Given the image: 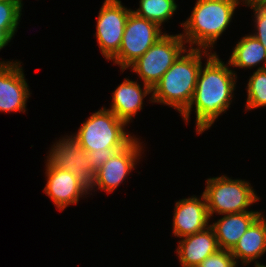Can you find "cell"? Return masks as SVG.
I'll return each instance as SVG.
<instances>
[{
	"mask_svg": "<svg viewBox=\"0 0 266 267\" xmlns=\"http://www.w3.org/2000/svg\"><path fill=\"white\" fill-rule=\"evenodd\" d=\"M241 3L244 0H196L190 16L180 24L187 47L212 51Z\"/></svg>",
	"mask_w": 266,
	"mask_h": 267,
	"instance_id": "3",
	"label": "cell"
},
{
	"mask_svg": "<svg viewBox=\"0 0 266 267\" xmlns=\"http://www.w3.org/2000/svg\"><path fill=\"white\" fill-rule=\"evenodd\" d=\"M219 250L217 238L211 226L185 236L178 241L176 255L180 267H197L207 257Z\"/></svg>",
	"mask_w": 266,
	"mask_h": 267,
	"instance_id": "15",
	"label": "cell"
},
{
	"mask_svg": "<svg viewBox=\"0 0 266 267\" xmlns=\"http://www.w3.org/2000/svg\"><path fill=\"white\" fill-rule=\"evenodd\" d=\"M197 267H239L228 250L219 249L216 253L207 257Z\"/></svg>",
	"mask_w": 266,
	"mask_h": 267,
	"instance_id": "23",
	"label": "cell"
},
{
	"mask_svg": "<svg viewBox=\"0 0 266 267\" xmlns=\"http://www.w3.org/2000/svg\"><path fill=\"white\" fill-rule=\"evenodd\" d=\"M236 264H258L259 259L266 253V216L262 213L241 236L230 251ZM240 260V261H239Z\"/></svg>",
	"mask_w": 266,
	"mask_h": 267,
	"instance_id": "16",
	"label": "cell"
},
{
	"mask_svg": "<svg viewBox=\"0 0 266 267\" xmlns=\"http://www.w3.org/2000/svg\"><path fill=\"white\" fill-rule=\"evenodd\" d=\"M131 10V8L125 7L121 0H104L100 8L94 36L102 56L107 61H110L119 52Z\"/></svg>",
	"mask_w": 266,
	"mask_h": 267,
	"instance_id": "9",
	"label": "cell"
},
{
	"mask_svg": "<svg viewBox=\"0 0 266 267\" xmlns=\"http://www.w3.org/2000/svg\"><path fill=\"white\" fill-rule=\"evenodd\" d=\"M23 4L22 0L0 2V29L4 30L12 39L18 32Z\"/></svg>",
	"mask_w": 266,
	"mask_h": 267,
	"instance_id": "21",
	"label": "cell"
},
{
	"mask_svg": "<svg viewBox=\"0 0 266 267\" xmlns=\"http://www.w3.org/2000/svg\"><path fill=\"white\" fill-rule=\"evenodd\" d=\"M232 50L228 60L231 68L250 70L257 66L256 70L266 68V49L250 33L242 36Z\"/></svg>",
	"mask_w": 266,
	"mask_h": 267,
	"instance_id": "18",
	"label": "cell"
},
{
	"mask_svg": "<svg viewBox=\"0 0 266 267\" xmlns=\"http://www.w3.org/2000/svg\"><path fill=\"white\" fill-rule=\"evenodd\" d=\"M172 234L181 239L210 226L206 198L203 193L182 198L175 203L172 219Z\"/></svg>",
	"mask_w": 266,
	"mask_h": 267,
	"instance_id": "13",
	"label": "cell"
},
{
	"mask_svg": "<svg viewBox=\"0 0 266 267\" xmlns=\"http://www.w3.org/2000/svg\"><path fill=\"white\" fill-rule=\"evenodd\" d=\"M59 138L52 142L45 161L53 168L73 173L78 182L92 195L96 172L88 162V152L81 147L80 140L73 133Z\"/></svg>",
	"mask_w": 266,
	"mask_h": 267,
	"instance_id": "8",
	"label": "cell"
},
{
	"mask_svg": "<svg viewBox=\"0 0 266 267\" xmlns=\"http://www.w3.org/2000/svg\"><path fill=\"white\" fill-rule=\"evenodd\" d=\"M138 81V79L135 81L129 79V76L124 78V81L112 92V102L110 108L107 107L128 125L134 121L133 118L143 109L144 99L147 96H150L149 103H153L152 88L144 83L139 84Z\"/></svg>",
	"mask_w": 266,
	"mask_h": 267,
	"instance_id": "14",
	"label": "cell"
},
{
	"mask_svg": "<svg viewBox=\"0 0 266 267\" xmlns=\"http://www.w3.org/2000/svg\"><path fill=\"white\" fill-rule=\"evenodd\" d=\"M46 185L43 192L50 198L58 211L63 212L69 205H76L80 198L90 193L78 182L76 176L66 170L51 167L45 161Z\"/></svg>",
	"mask_w": 266,
	"mask_h": 267,
	"instance_id": "12",
	"label": "cell"
},
{
	"mask_svg": "<svg viewBox=\"0 0 266 267\" xmlns=\"http://www.w3.org/2000/svg\"><path fill=\"white\" fill-rule=\"evenodd\" d=\"M126 127H129L126 122L103 106L81 123L75 136L88 153L109 147H126L136 138L125 130Z\"/></svg>",
	"mask_w": 266,
	"mask_h": 267,
	"instance_id": "5",
	"label": "cell"
},
{
	"mask_svg": "<svg viewBox=\"0 0 266 267\" xmlns=\"http://www.w3.org/2000/svg\"><path fill=\"white\" fill-rule=\"evenodd\" d=\"M205 60L207 62L200 69L192 100L181 114L188 124L191 111L195 110L197 135L212 128L218 117L231 107L238 80L237 71L232 70L228 62L225 64L216 52Z\"/></svg>",
	"mask_w": 266,
	"mask_h": 267,
	"instance_id": "1",
	"label": "cell"
},
{
	"mask_svg": "<svg viewBox=\"0 0 266 267\" xmlns=\"http://www.w3.org/2000/svg\"><path fill=\"white\" fill-rule=\"evenodd\" d=\"M140 138H135L129 145L119 150L96 171L94 189L110 194L116 190L128 175L134 171L144 153V144Z\"/></svg>",
	"mask_w": 266,
	"mask_h": 267,
	"instance_id": "10",
	"label": "cell"
},
{
	"mask_svg": "<svg viewBox=\"0 0 266 267\" xmlns=\"http://www.w3.org/2000/svg\"><path fill=\"white\" fill-rule=\"evenodd\" d=\"M214 52L187 48L152 88V102L168 105L180 115L188 108L202 67V59Z\"/></svg>",
	"mask_w": 266,
	"mask_h": 267,
	"instance_id": "2",
	"label": "cell"
},
{
	"mask_svg": "<svg viewBox=\"0 0 266 267\" xmlns=\"http://www.w3.org/2000/svg\"><path fill=\"white\" fill-rule=\"evenodd\" d=\"M178 4L176 0H140L139 8L131 10L135 15L150 20L162 28L164 23H168L175 12Z\"/></svg>",
	"mask_w": 266,
	"mask_h": 267,
	"instance_id": "19",
	"label": "cell"
},
{
	"mask_svg": "<svg viewBox=\"0 0 266 267\" xmlns=\"http://www.w3.org/2000/svg\"><path fill=\"white\" fill-rule=\"evenodd\" d=\"M262 211L225 214L210 226L213 228L219 249L231 251Z\"/></svg>",
	"mask_w": 266,
	"mask_h": 267,
	"instance_id": "17",
	"label": "cell"
},
{
	"mask_svg": "<svg viewBox=\"0 0 266 267\" xmlns=\"http://www.w3.org/2000/svg\"><path fill=\"white\" fill-rule=\"evenodd\" d=\"M125 147H109L106 149H98L88 153V162L91 168L96 172L101 166L111 157H113L119 150Z\"/></svg>",
	"mask_w": 266,
	"mask_h": 267,
	"instance_id": "24",
	"label": "cell"
},
{
	"mask_svg": "<svg viewBox=\"0 0 266 267\" xmlns=\"http://www.w3.org/2000/svg\"><path fill=\"white\" fill-rule=\"evenodd\" d=\"M205 182L202 193L210 219L213 215L257 211L249 210L250 206L261 200L249 181L220 175L207 178Z\"/></svg>",
	"mask_w": 266,
	"mask_h": 267,
	"instance_id": "4",
	"label": "cell"
},
{
	"mask_svg": "<svg viewBox=\"0 0 266 267\" xmlns=\"http://www.w3.org/2000/svg\"><path fill=\"white\" fill-rule=\"evenodd\" d=\"M246 85V111L266 107V68L255 70Z\"/></svg>",
	"mask_w": 266,
	"mask_h": 267,
	"instance_id": "20",
	"label": "cell"
},
{
	"mask_svg": "<svg viewBox=\"0 0 266 267\" xmlns=\"http://www.w3.org/2000/svg\"><path fill=\"white\" fill-rule=\"evenodd\" d=\"M186 49L181 33L166 32L128 68L139 76L142 83L153 88Z\"/></svg>",
	"mask_w": 266,
	"mask_h": 267,
	"instance_id": "6",
	"label": "cell"
},
{
	"mask_svg": "<svg viewBox=\"0 0 266 267\" xmlns=\"http://www.w3.org/2000/svg\"><path fill=\"white\" fill-rule=\"evenodd\" d=\"M13 40L4 30L0 29V51Z\"/></svg>",
	"mask_w": 266,
	"mask_h": 267,
	"instance_id": "25",
	"label": "cell"
},
{
	"mask_svg": "<svg viewBox=\"0 0 266 267\" xmlns=\"http://www.w3.org/2000/svg\"><path fill=\"white\" fill-rule=\"evenodd\" d=\"M245 5L253 10L252 19L254 22V31L251 33L266 49V0H244Z\"/></svg>",
	"mask_w": 266,
	"mask_h": 267,
	"instance_id": "22",
	"label": "cell"
},
{
	"mask_svg": "<svg viewBox=\"0 0 266 267\" xmlns=\"http://www.w3.org/2000/svg\"><path fill=\"white\" fill-rule=\"evenodd\" d=\"M21 63L18 60H0V112L2 113L27 111L26 106L31 92Z\"/></svg>",
	"mask_w": 266,
	"mask_h": 267,
	"instance_id": "11",
	"label": "cell"
},
{
	"mask_svg": "<svg viewBox=\"0 0 266 267\" xmlns=\"http://www.w3.org/2000/svg\"><path fill=\"white\" fill-rule=\"evenodd\" d=\"M156 23L141 18L133 12L127 19L119 52L110 60L125 72L164 34Z\"/></svg>",
	"mask_w": 266,
	"mask_h": 267,
	"instance_id": "7",
	"label": "cell"
},
{
	"mask_svg": "<svg viewBox=\"0 0 266 267\" xmlns=\"http://www.w3.org/2000/svg\"><path fill=\"white\" fill-rule=\"evenodd\" d=\"M254 267H266V264H261V263H258V264H254L253 265Z\"/></svg>",
	"mask_w": 266,
	"mask_h": 267,
	"instance_id": "26",
	"label": "cell"
}]
</instances>
